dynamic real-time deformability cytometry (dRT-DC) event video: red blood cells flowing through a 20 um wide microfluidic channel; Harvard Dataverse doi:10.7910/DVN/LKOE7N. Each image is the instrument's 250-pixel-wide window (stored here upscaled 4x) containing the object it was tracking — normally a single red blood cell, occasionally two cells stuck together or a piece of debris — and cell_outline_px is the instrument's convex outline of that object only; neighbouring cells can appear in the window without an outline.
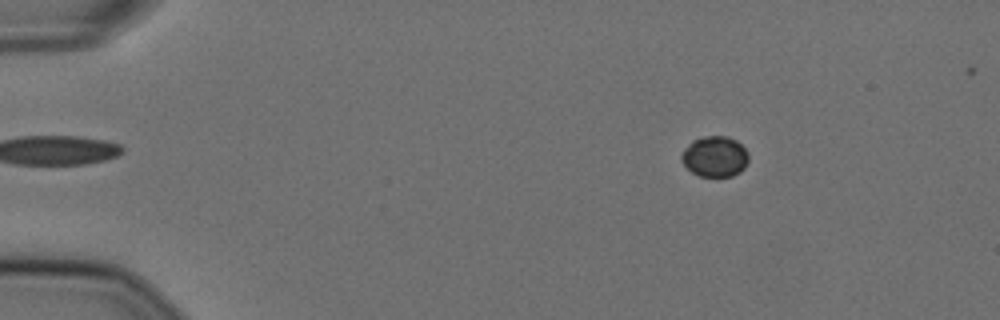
{"species": "Egyptian fruit bat (a non-hibernating species)", "species_latin": "Rousettus aegyptiacus", "temperature_condition": "cold", "stored_images_in_passage": 55, "camera_frame_rate_fps": 3000, "um_per_image_px": 0.085, "animal": {"sex": "female"}, "frame": {"image": 1, "passage_image": 9, "time_ms": 2.667, "image_size_px": [1000, 320], "cell_outline_px": [[748, 160], [744, 168], [740, 172], [732, 176], [716, 180], [700, 176], [692, 172], [680, 160], [680, 156], [684, 148], [692, 140], [704, 136], [728, 136], [736, 140], [748, 152]], "centroid_in_image_um": [60.75, 13.34], "position_along_channel_um": 24.2, "area_um2": 16.42}}
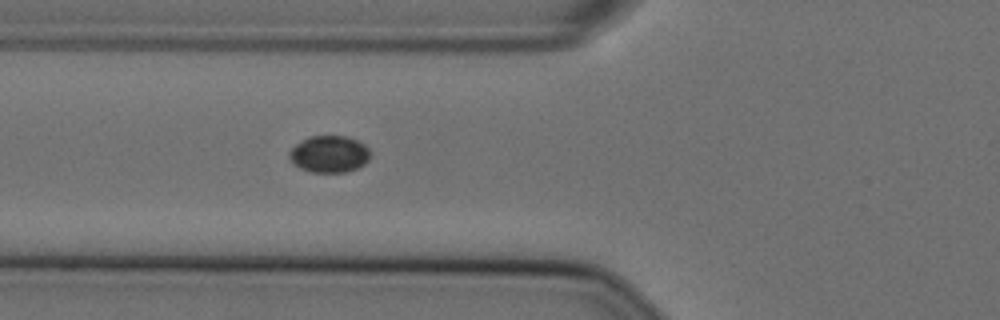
{"frame": {"image": 2, "passage_image": 22, "time_ms": 7.0, "image_size_px": [1000, 320], "cell_outline_px": [[368, 160], [364, 164], [356, 168], [344, 172], [312, 172], [300, 168], [292, 164], [288, 156], [288, 152], [300, 140], [308, 136], [344, 136], [356, 140], [364, 144], [368, 148]], "centroid_in_image_um": [27.93, 13.09], "position_along_channel_um": 97.9, "area_um2": 17.34}}
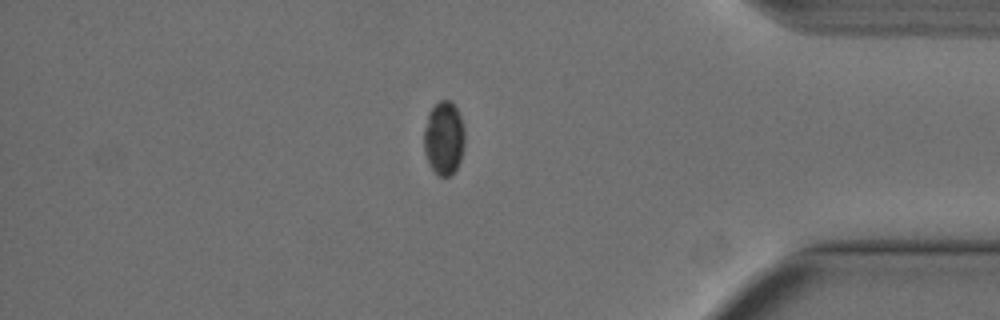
{"frame": {"image": 3, "passage_image": 49, "time_ms": 16.0, "image_size_px": [1000, 320], "cell_outline_px": [[464, 144], [460, 160], [456, 168], [448, 176], [440, 176], [428, 164], [424, 152], [424, 128], [428, 112], [440, 100], [452, 100], [460, 116], [464, 132]], "centroid_in_image_um": [37.71, 11.71], "position_along_channel_um": 397.5, "area_um2": 17.4}}